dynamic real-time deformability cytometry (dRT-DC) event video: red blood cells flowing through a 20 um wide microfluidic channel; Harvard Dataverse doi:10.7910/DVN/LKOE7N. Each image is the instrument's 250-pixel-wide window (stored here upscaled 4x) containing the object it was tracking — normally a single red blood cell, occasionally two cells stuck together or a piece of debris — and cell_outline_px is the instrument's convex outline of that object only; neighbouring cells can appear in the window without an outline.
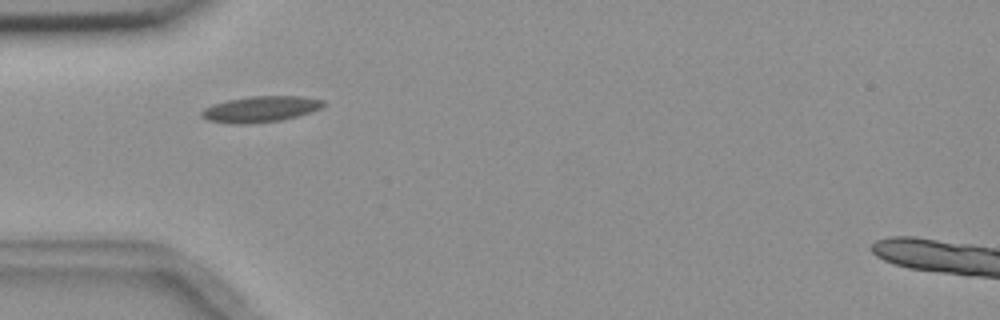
{"species": "common noctule bat (a hibernating species)", "species_latin": "Nyctalus noctula", "temperature_condition": "room temperature", "stored_images_in_passage": 2, "camera_frame_rate_fps": 3000, "um_per_image_px": 0.085, "animal": {"sex": "female", "body_mass_g": 18.4}, "frame": {"image": 1, "passage_image": 1, "time_ms": 0.0, "image_size_px": [1000, 320], "cell_outline_px": [[324, 104], [320, 108], [296, 116], [280, 120], [244, 124], [232, 124], [208, 120], [200, 116], [200, 112], [204, 108], [212, 104], [228, 100], [252, 96], [300, 96], [324, 100]], "centroid_in_image_um": [22.09, 9.27], "position_along_channel_um": 62.9, "area_um2": 18.21}}